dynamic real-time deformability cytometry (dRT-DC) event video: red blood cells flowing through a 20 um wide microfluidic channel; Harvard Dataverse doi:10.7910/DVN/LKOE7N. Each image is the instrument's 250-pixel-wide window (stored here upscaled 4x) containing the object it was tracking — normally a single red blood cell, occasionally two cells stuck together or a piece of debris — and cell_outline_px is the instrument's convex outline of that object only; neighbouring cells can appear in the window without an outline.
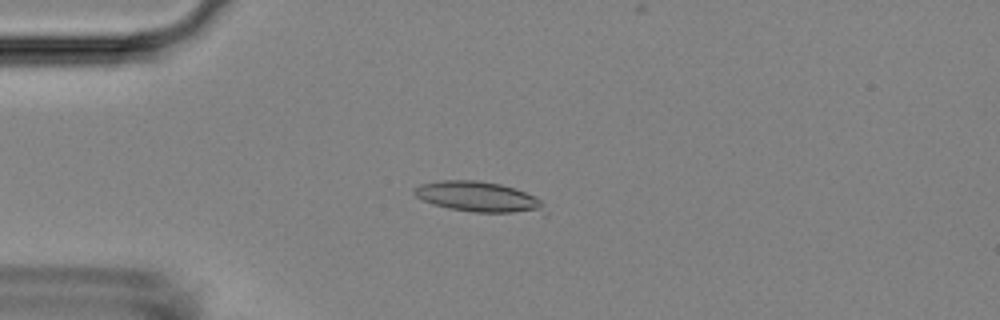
{"species": "Egyptian fruit bat (a non-hibernating species)", "species_latin": "Rousettus aegyptiacus", "temperature_condition": "room temperature", "stored_images_in_passage": 53, "camera_frame_rate_fps": 3000, "um_per_image_px": 0.085, "animal": {"sex": "female"}, "frame": {"image": 1, "passage_image": 13, "time_ms": 4.0, "image_size_px": [1000, 320], "cell_outline_px": [[548, 216], [544, 216], [472, 212], [448, 208], [432, 204], [416, 196], [412, 192], [412, 188], [420, 184], [440, 180], [476, 180], [500, 184], [516, 188], [540, 200], [544, 204], [548, 212]], "centroid_in_image_um": [40.8, 16.79], "position_along_channel_um": 44.2, "area_um2": 24.1}}
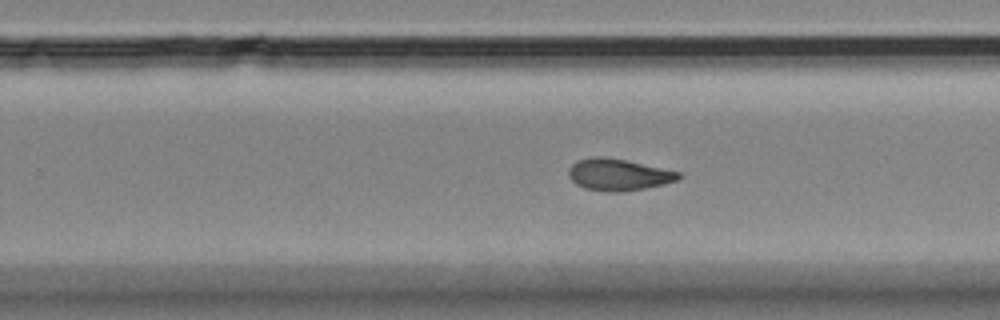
{"frame": {"image": 2, "passage_image": 33, "time_ms": 10.667, "image_size_px": [1000, 320], "cell_outline_px": [[684, 176], [680, 180], [664, 184], [644, 188], [620, 192], [604, 192], [584, 188], [576, 184], [568, 176], [568, 168], [576, 160], [592, 156], [600, 156], [628, 160], [680, 172]], "centroid_in_image_um": [52.57, 14.84], "position_along_channel_um": 277.2, "area_um2": 20.69}}
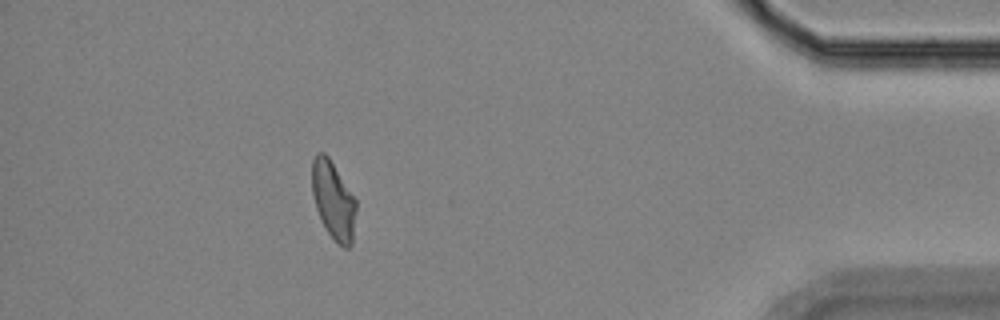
{"frame": {"image": 3, "passage_image": 47, "time_ms": 15.333, "image_size_px": [1000, 320], "cell_outline_px": [[356, 212], [352, 244], [348, 248], [344, 248], [324, 228], [316, 208], [312, 192], [312, 160], [316, 152], [324, 152], [328, 156], [356, 200]], "centroid_in_image_um": [28.33, 17.01], "position_along_channel_um": 406.9, "area_um2": 19.88}, "authors_computed_cell_mechanics": {"area_um2": 20.5768, "velocity_mm_per_s": 3.771, "shape_relaxation_time_tau1_ms": 10.8206, "shape_relaxation_time_tau2_ms": 3.4223, "deformation_change_tau1": 0.2342, "deformation_change_tau2": 0.0978}}